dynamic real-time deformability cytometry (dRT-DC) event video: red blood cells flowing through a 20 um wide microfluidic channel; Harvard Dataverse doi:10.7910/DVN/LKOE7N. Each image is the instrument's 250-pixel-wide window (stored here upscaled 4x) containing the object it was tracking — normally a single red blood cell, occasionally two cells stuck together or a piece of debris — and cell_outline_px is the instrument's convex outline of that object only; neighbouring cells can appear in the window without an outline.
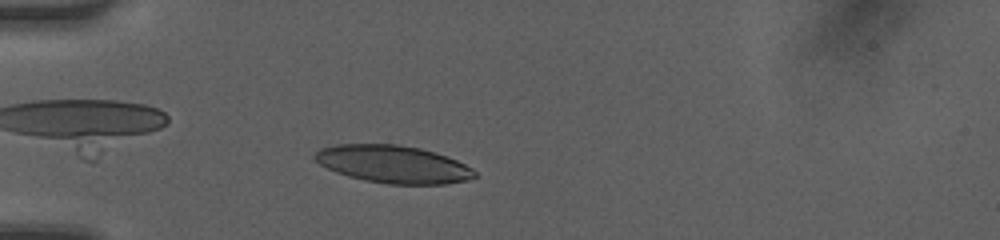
{"species": "human", "species_latin": "Homo sapiens", "temperature_condition": "room temperature", "stored_images_in_passage": 38, "camera_frame_rate_fps": 3000, "um_per_image_px": 0.085, "donor": {"sex": "female"}, "frame": {"image": 1, "passage_image": 4, "time_ms": 1.0, "image_size_px": [1000, 240], "cell_outline_px": [[476, 176], [468, 180], [444, 184], [388, 184], [364, 180], [348, 176], [336, 172], [320, 164], [312, 156], [320, 148], [336, 144], [396, 144], [420, 148], [436, 152], [448, 156], [472, 168], [476, 172]], "centroid_in_image_um": [33.42, 13.95], "position_along_channel_um": 51.6, "area_um2": 35.08}}
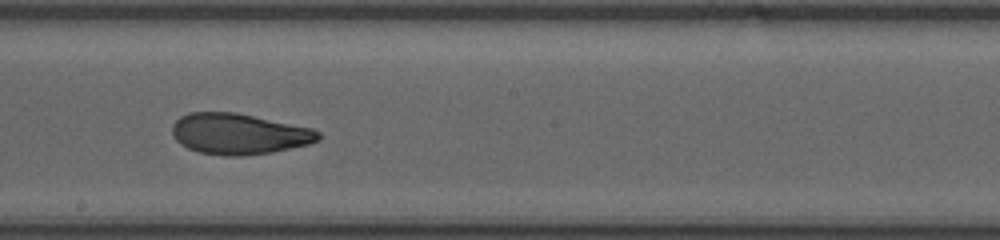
{"frame": {"image": 2, "passage_image": 18, "time_ms": 5.667, "image_size_px": [1000, 240], "cell_outline_px": [[320, 140], [308, 144], [272, 152], [240, 156], [228, 156], [200, 152], [188, 148], [180, 144], [176, 140], [172, 132], [172, 124], [180, 116], [188, 112], [236, 112], [312, 128], [320, 132]], "centroid_in_image_um": [20.29, 11.37], "position_along_channel_um": 227.9, "area_um2": 34.8}}
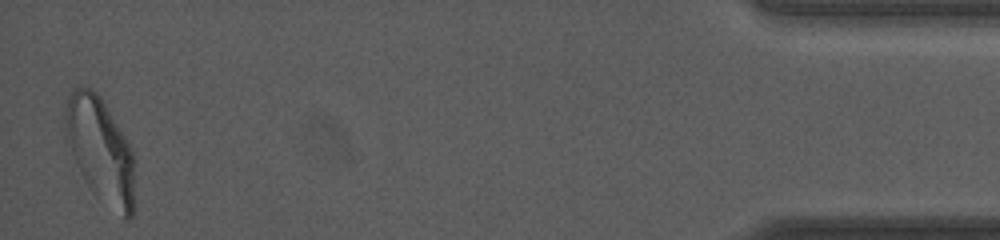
{"frame": {"image": 3, "passage_image": 38, "time_ms": 12.333, "image_size_px": [1000, 240], "cell_outline_px": [[132, 216], [128, 220], [124, 220], [96, 196], [92, 192], [80, 172], [64, 140], [64, 108], [68, 96], [72, 88], [80, 84], [92, 88], [100, 96], [128, 140], [132, 152]], "centroid_in_image_um": [8.45, 12.69], "position_along_channel_um": 426.7, "area_um2": 42.71}, "authors_computed_cell_mechanics": {"area_um2": 35.6048, "velocity_mm_per_s": 4.1864, "shape_relaxation_time_tau1_ms": 5.9223, "shape_relaxation_time_tau2_ms": 1.5572, "deformation_change_tau1": 0.1884, "deformation_change_tau2": 0.0777}}